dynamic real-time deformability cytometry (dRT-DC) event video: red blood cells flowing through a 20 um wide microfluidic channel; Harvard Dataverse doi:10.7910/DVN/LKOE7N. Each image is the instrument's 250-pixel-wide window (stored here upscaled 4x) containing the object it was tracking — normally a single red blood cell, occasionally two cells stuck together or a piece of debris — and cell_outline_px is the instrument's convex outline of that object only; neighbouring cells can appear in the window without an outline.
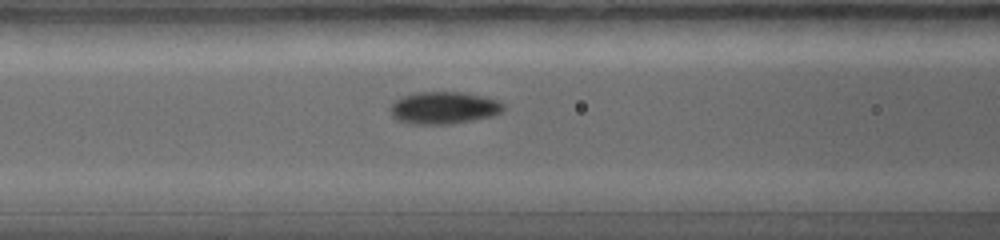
{"species": "common noctule bat (a hibernating species)", "species_latin": "Nyctalus noctula", "temperature_condition": "warm", "stored_images_in_passage": 23, "camera_frame_rate_fps": 5000, "um_per_image_px": 0.085, "animal": {"sex": "female", "body_mass_g": 19.0, "forearm_length_mm": 56.7}, "frame": {"image": 1, "passage_image": 9, "time_ms": 3.0, "image_size_px": [1000, 240], "cell_outline_px": [[504, 108], [500, 112], [492, 116], [452, 124], [408, 124], [396, 120], [392, 116], [392, 100], [416, 92], [464, 92], [484, 96], [500, 100], [504, 104]], "centroid_in_image_um": [37.73, 9.16], "position_along_channel_um": 128.9, "area_um2": 21.44}}
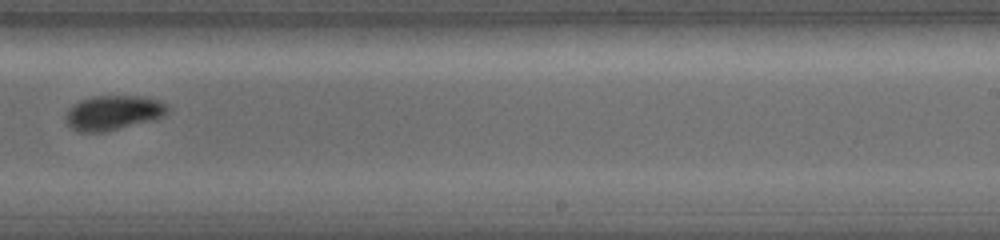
{"frame": {"image": 2, "passage_image": 15, "time_ms": 5.2, "image_size_px": [1000, 240], "cell_outline_px": [[168, 112], [164, 116], [156, 120], [104, 132], [80, 132], [72, 128], [64, 120], [64, 116], [68, 108], [72, 104], [80, 100], [96, 96], [140, 96], [160, 100], [168, 104]], "centroid_in_image_um": [9.63, 9.58], "position_along_channel_um": 279.4, "area_um2": 20.92}}
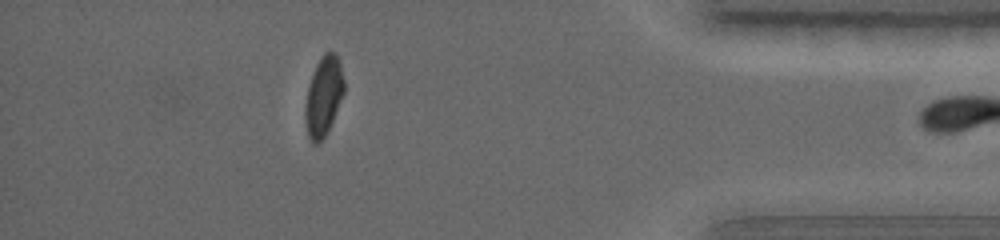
{"frame": {"image": 3, "passage_image": 22, "time_ms": 7.6, "image_size_px": [1000, 240], "cell_outline_px": [[344, 92], [332, 120], [324, 136], [316, 144], [312, 144], [308, 136], [304, 116], [304, 108], [308, 88], [316, 64], [324, 52], [336, 52], [340, 60], [344, 80]], "centroid_in_image_um": [27.5, 8.14], "position_along_channel_um": 407.7, "area_um2": 17.8}}